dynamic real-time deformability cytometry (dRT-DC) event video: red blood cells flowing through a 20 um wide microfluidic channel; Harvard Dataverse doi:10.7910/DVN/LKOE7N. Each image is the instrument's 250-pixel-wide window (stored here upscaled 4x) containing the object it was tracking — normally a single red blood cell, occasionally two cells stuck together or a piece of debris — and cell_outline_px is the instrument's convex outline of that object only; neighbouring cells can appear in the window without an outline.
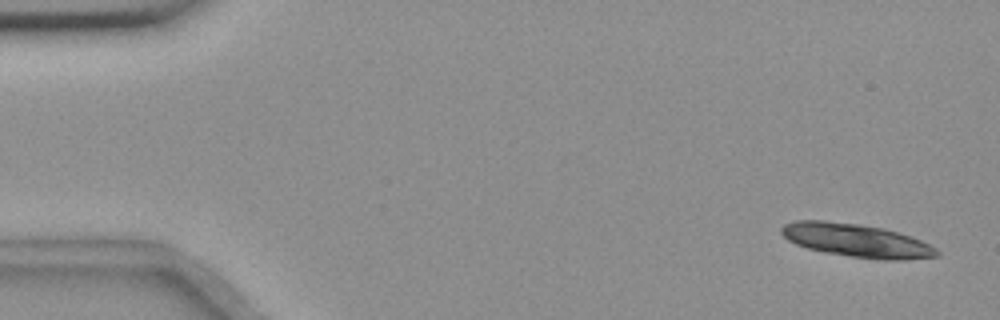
{"species": "common noctule bat (a hibernating species)", "species_latin": "Nyctalus noctula", "temperature_condition": "room temperature", "stored_images_in_passage": 24, "camera_frame_rate_fps": 3000, "um_per_image_px": 0.085, "animal": {"sex": "female", "body_mass_g": 18.4}, "frame": {"image": 1, "passage_image": 3, "time_ms": 0.667, "image_size_px": [1000, 320], "cell_outline_px": [[940, 256], [904, 260], [884, 260], [852, 256], [824, 252], [808, 248], [796, 244], [788, 240], [780, 232], [780, 228], [784, 224], [796, 220], [824, 220], [856, 224], [884, 228], [920, 240], [936, 248], [940, 252]], "centroid_in_image_um": [72.79, 20.44], "position_along_channel_um": 12.2, "area_um2": 29.94}}
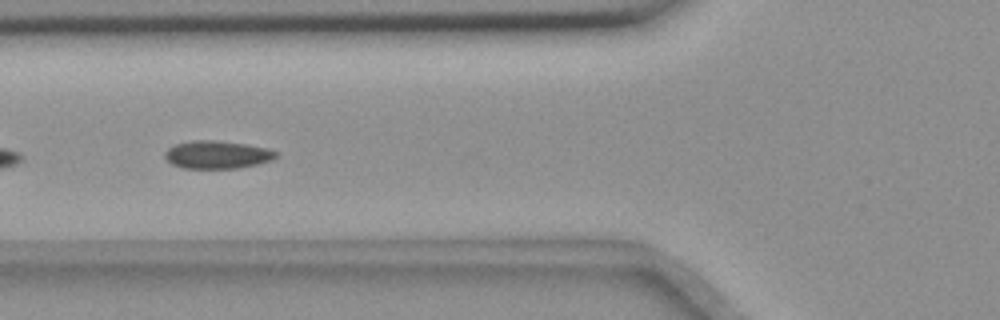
{"frame": {"image": 2, "passage_image": 22, "time_ms": 7.0, "image_size_px": [1000, 320], "cell_outline_px": [[280, 156], [272, 160], [256, 164], [236, 168], [184, 168], [172, 164], [164, 156], [164, 152], [168, 148], [176, 144], [192, 140], [216, 140], [248, 144], [268, 148], [280, 152]], "centroid_in_image_um": [18.51, 13.13], "position_along_channel_um": 107.3, "area_um2": 18.21}}